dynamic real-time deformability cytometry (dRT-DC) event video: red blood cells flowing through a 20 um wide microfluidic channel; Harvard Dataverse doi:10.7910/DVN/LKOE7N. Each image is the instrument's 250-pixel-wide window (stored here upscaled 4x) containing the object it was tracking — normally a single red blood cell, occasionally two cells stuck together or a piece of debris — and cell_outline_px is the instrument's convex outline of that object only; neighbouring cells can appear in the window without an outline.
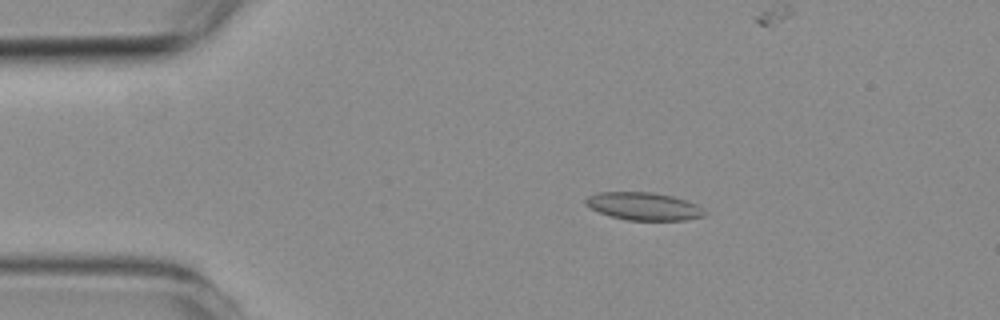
{"species": "common noctule bat (a hibernating species)", "species_latin": "Nyctalus noctula", "temperature_condition": "room temperature", "stored_images_in_passage": 5, "camera_frame_rate_fps": 3000, "um_per_image_px": 0.085, "animal": {"sex": "female", "body_mass_g": 19.3, "forearm_length_mm": 54.1}, "frame": {"image": 1, "passage_image": 1, "time_ms": 0.0, "image_size_px": [1000, 320], "cell_outline_px": [[708, 216], [684, 220], [628, 220], [612, 216], [600, 212], [584, 204], [584, 200], [588, 196], [596, 192], [652, 192], [672, 196], [696, 204], [704, 208]], "centroid_in_image_um": [54.74, 17.53], "position_along_channel_um": 30.3, "area_um2": 19.25}}
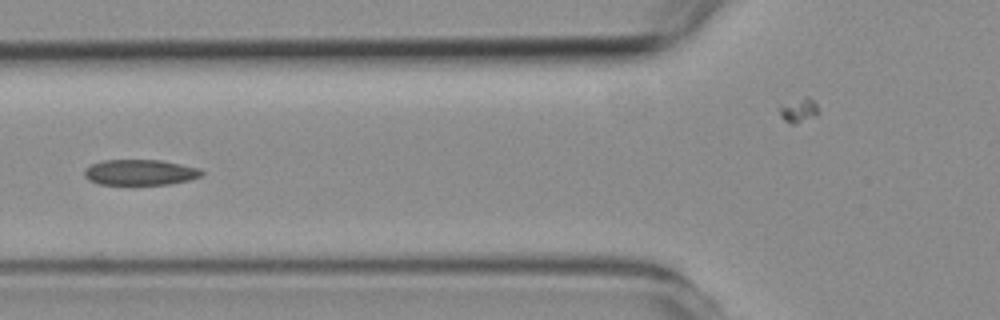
{"frame": {"image": 2, "passage_image": 4, "time_ms": 3.333, "image_size_px": [1000, 320], "cell_outline_px": [[204, 172], [200, 176], [188, 180], [168, 184], [100, 184], [88, 180], [84, 176], [84, 168], [100, 160], [160, 160], [200, 168]], "centroid_in_image_um": [11.87, 14.64], "position_along_channel_um": 113.9, "area_um2": 17.46}}